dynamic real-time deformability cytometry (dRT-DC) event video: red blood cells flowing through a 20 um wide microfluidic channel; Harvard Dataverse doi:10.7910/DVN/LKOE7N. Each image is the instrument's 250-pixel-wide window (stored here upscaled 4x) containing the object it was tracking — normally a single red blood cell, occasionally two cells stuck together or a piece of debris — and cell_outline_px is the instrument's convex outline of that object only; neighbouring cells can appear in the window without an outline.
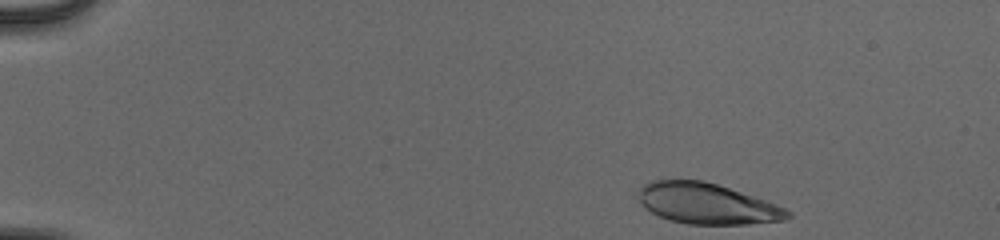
{"species": "human", "species_latin": "Homo sapiens", "temperature_condition": "cold", "stored_images_in_passage": 47, "camera_frame_rate_fps": 3000, "um_per_image_px": 0.085, "donor": {"sex": "male"}, "frame": {"image": 1, "passage_image": 1, "time_ms": 0.0, "image_size_px": [1000, 240], "cell_outline_px": [[792, 216], [784, 220], [748, 224], [688, 224], [672, 220], [660, 216], [644, 208], [636, 196], [640, 188], [644, 184], [652, 180], [704, 180], [776, 204], [792, 212]], "centroid_in_image_um": [60.07, 17.31], "position_along_channel_um": 24.9, "area_um2": 35.2}}
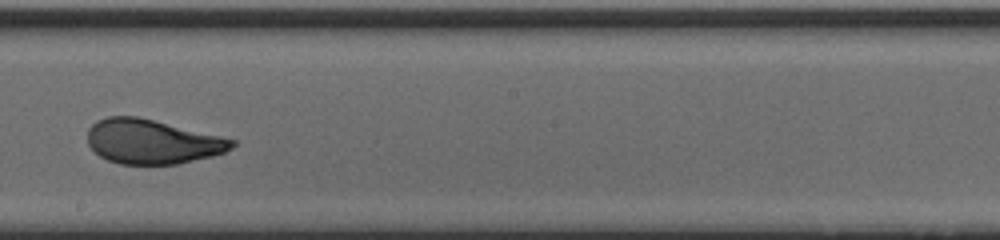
{"frame": {"image": 2, "passage_image": 26, "time_ms": 8.333, "image_size_px": [1000, 240], "cell_outline_px": [[236, 144], [232, 148], [224, 152], [212, 156], [180, 164], [120, 164], [108, 160], [100, 156], [88, 144], [88, 128], [96, 120], [108, 116], [136, 116], [220, 136], [236, 140]], "centroid_in_image_um": [12.92, 12.04], "position_along_channel_um": 235.3, "area_um2": 37.22}}
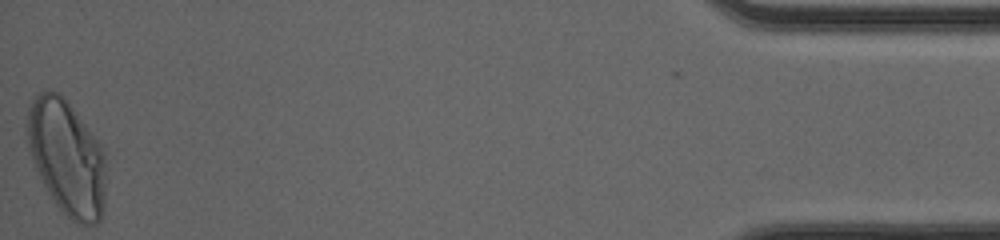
{"frame": {"image": 3, "passage_image": 47, "time_ms": 15.333, "image_size_px": [1000, 240], "cell_outline_px": [[104, 204], [100, 220], [96, 224], [76, 224], [56, 204], [48, 192], [36, 168], [28, 148], [24, 124], [28, 108], [32, 100], [40, 92], [48, 88], [60, 92], [64, 96], [100, 144], [104, 152]], "centroid_in_image_um": [5.64, 13.33], "position_along_channel_um": 429.6, "area_um2": 52.83}, "authors_computed_cell_mechanics": {"area_um2": 37.859, "velocity_mm_per_s": 3.9319, "shape_relaxation_time_tau1_ms": 3.7184, "shape_relaxation_time_tau2_ms": null, "deformation_change_tau1": 0.1781, "deformation_change_tau2": null}}